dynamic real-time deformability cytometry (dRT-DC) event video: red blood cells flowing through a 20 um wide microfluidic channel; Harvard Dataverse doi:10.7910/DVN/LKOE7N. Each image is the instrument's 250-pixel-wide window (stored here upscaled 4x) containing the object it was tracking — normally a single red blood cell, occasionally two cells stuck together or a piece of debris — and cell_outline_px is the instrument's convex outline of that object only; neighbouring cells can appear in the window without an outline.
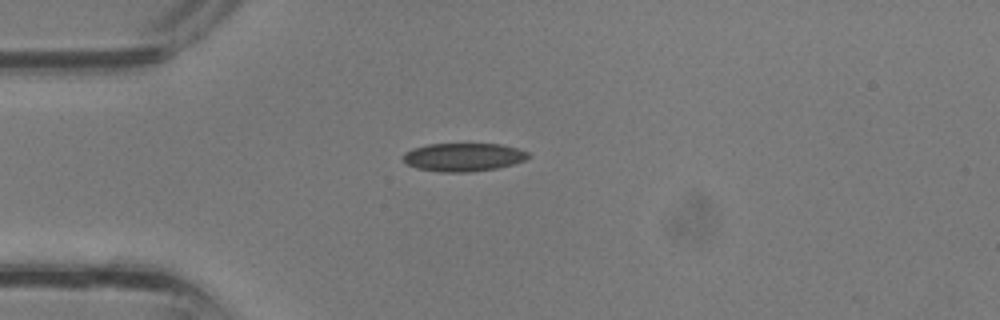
{"species": "common noctule bat (a hibernating species)", "species_latin": "Nyctalus noctula", "temperature_condition": "room temperature", "stored_images_in_passage": 27, "camera_frame_rate_fps": 3000, "um_per_image_px": 0.085, "animal": {"sex": "male", "body_mass_g": 13.3}, "frame": {"image": 1, "passage_image": 1, "time_ms": 0.0, "image_size_px": [1000, 320], "cell_outline_px": [[532, 156], [524, 160], [512, 164], [496, 168], [468, 172], [440, 172], [416, 168], [408, 164], [404, 160], [404, 152], [412, 148], [428, 144], [500, 144], [516, 148], [528, 152]], "centroid_in_image_um": [39.38, 13.35], "position_along_channel_um": 45.6, "area_um2": 20.52}}
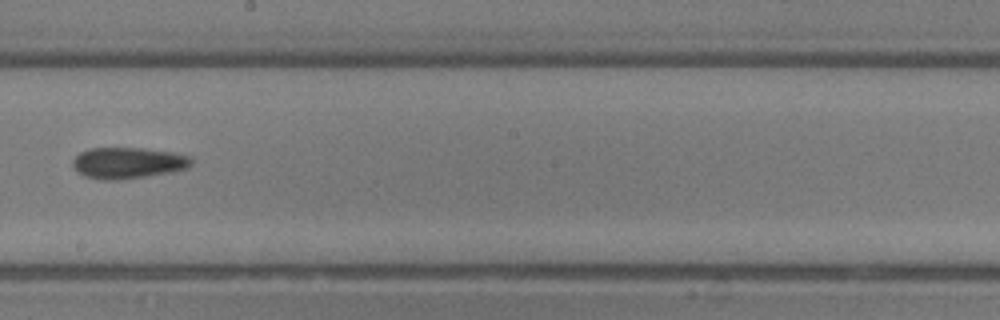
{"frame": {"image": 2, "passage_image": 12, "time_ms": 3.667, "image_size_px": [1000, 320], "cell_outline_px": [[192, 164], [188, 168], [172, 172], [116, 180], [100, 180], [84, 176], [76, 172], [72, 168], [72, 160], [80, 152], [92, 148], [144, 148], [172, 152], [192, 156]], "centroid_in_image_um": [10.86, 13.85], "position_along_channel_um": 237.3, "area_um2": 21.79}}
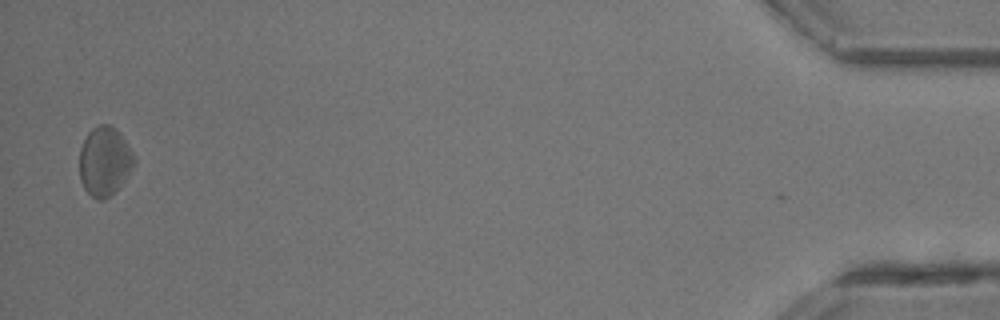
{"frame": {"image": 3, "passage_image": 27, "time_ms": 8.667, "image_size_px": [1000, 320], "cell_outline_px": [[136, 164], [124, 180], [104, 200], [96, 200], [84, 188], [80, 180], [80, 148], [88, 132], [96, 124], [108, 124], [120, 132], [132, 152], [136, 160]], "centroid_in_image_um": [8.89, 13.68], "position_along_channel_um": 426.3, "area_um2": 21.91}}